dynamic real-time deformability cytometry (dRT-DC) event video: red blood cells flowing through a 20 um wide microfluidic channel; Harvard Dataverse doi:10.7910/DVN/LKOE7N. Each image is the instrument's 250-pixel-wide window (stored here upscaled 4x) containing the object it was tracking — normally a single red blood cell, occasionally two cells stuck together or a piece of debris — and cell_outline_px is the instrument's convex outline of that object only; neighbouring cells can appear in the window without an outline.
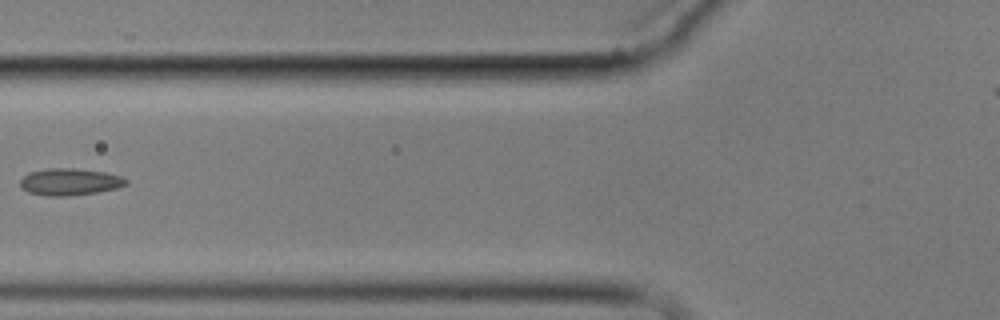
{"species": "common noctule bat (a hibernating species)", "species_latin": "Nyctalus noctula", "temperature_condition": "cold", "stored_images_in_passage": 11, "camera_frame_rate_fps": 3000, "um_per_image_px": 0.085, "animal": {"sex": "male", "body_mass_g": 17.9}, "frame": {"image": 1, "passage_image": 4, "time_ms": 7.333, "image_size_px": [1000, 320], "cell_outline_px": [[128, 184], [116, 188], [96, 192], [68, 196], [44, 196], [28, 192], [20, 188], [20, 180], [28, 172], [48, 168], [76, 168], [104, 172], [120, 176], [128, 180]], "centroid_in_image_um": [5.89, 15.45], "position_along_channel_um": 119.9, "area_um2": 16.7}}
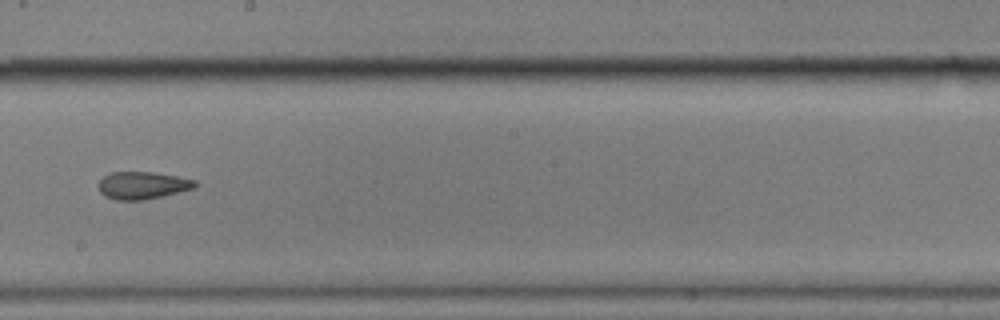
{"frame": {"image": 2, "passage_image": 7, "time_ms": 10.667, "image_size_px": [1000, 320], "cell_outline_px": [[196, 188], [160, 196], [140, 200], [116, 200], [104, 196], [100, 192], [96, 184], [104, 176], [112, 172], [152, 172], [176, 176], [196, 180]], "centroid_in_image_um": [12.07, 15.75], "position_along_channel_um": 236.1, "area_um2": 15.37}}
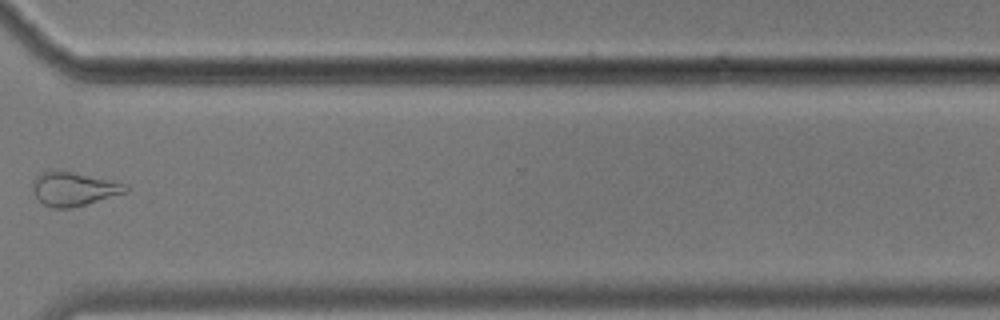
{"frame": {"image": 3, "passage_image": 10, "time_ms": 14.333, "image_size_px": [1000, 320], "cell_outline_px": [[128, 192], [72, 208], [52, 208], [44, 204], [32, 192], [32, 180], [40, 172], [72, 172], [128, 184]], "centroid_in_image_um": [6.26, 16.07], "position_along_channel_um": 364.3, "area_um2": 18.09}, "authors_computed_cell_mechanics": {"area_um2": 16.0684, "velocity_mm_per_s": 3.4895, "shape_relaxation_time_tau1_ms": null, "shape_relaxation_time_tau2_ms": 3.9484, "deformation_change_tau1": null, "deformation_change_tau2": 0.1168}}